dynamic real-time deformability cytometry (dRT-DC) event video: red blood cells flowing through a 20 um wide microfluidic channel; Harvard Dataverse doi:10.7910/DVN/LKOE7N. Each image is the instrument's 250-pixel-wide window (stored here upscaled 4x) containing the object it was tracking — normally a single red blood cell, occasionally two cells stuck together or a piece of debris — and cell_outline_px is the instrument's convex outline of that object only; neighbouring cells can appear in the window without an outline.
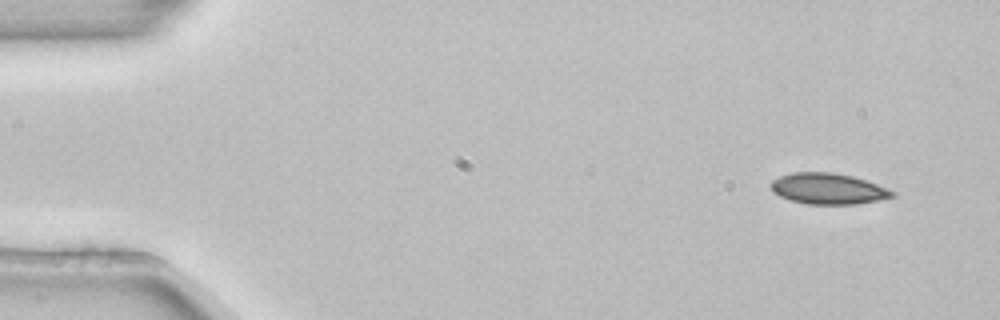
{"species": "common noctule bat (a hibernating species)", "species_latin": "Nyctalus noctula", "temperature_condition": "room temperature", "stored_images_in_passage": 4, "segment_of_instrument_passage": [2, 2], "camera_frame_rate_fps": 3000, "um_per_image_px": 0.085, "animal": {"sex": "female", "body_mass_g": 22.7, "forearm_length_mm": 54.2}, "frame": {"image": 1, "passage_image": 4, "time_ms": 1.0, "image_size_px": [1000, 320], "cell_outline_px": [[896, 196], [856, 204], [808, 204], [792, 200], [780, 196], [772, 192], [768, 184], [772, 180], [780, 176], [792, 172], [832, 172], [852, 176], [876, 184], [896, 192]], "centroid_in_image_um": [70.34, 16.03], "position_along_channel_um": 14.7, "area_um2": 21.85}}